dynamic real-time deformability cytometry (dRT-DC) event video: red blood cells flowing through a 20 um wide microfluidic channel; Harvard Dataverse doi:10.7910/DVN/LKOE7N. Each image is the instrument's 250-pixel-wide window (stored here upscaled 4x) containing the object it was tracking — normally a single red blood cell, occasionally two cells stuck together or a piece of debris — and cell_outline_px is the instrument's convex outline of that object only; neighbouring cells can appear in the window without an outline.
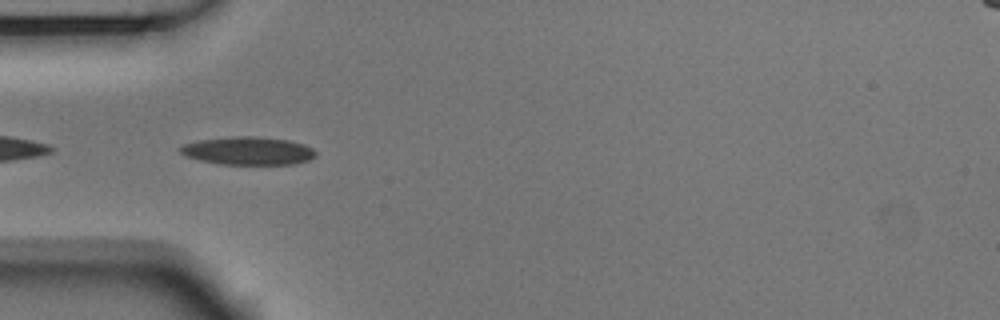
{"species": "Egyptian fruit bat (a non-hibernating species)", "species_latin": "Rousettus aegyptiacus", "temperature_condition": "room temperature", "stored_images_in_passage": 39, "camera_frame_rate_fps": 3000, "um_per_image_px": 0.085, "animal": {"sex": "male"}, "frame": {"image": 1, "passage_image": 2, "time_ms": 0.333, "image_size_px": [1000, 320], "cell_outline_px": [[316, 156], [308, 160], [292, 164], [220, 164], [200, 160], [184, 156], [176, 148], [184, 144], [200, 140], [236, 136], [252, 136], [288, 140], [304, 144], [312, 148], [316, 152]], "centroid_in_image_um": [21.06, 12.82], "position_along_channel_um": 63.9, "area_um2": 22.08}}
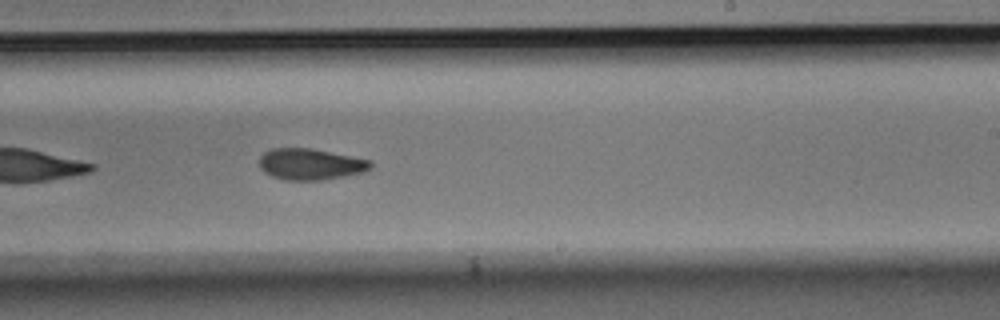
{"frame": {"image": 2, "passage_image": 18, "time_ms": 5.667, "image_size_px": [1000, 320], "cell_outline_px": [[372, 168], [364, 172], [324, 180], [284, 180], [272, 176], [264, 172], [260, 168], [260, 156], [264, 152], [272, 148], [312, 148], [372, 160]], "centroid_in_image_um": [26.41, 13.95], "position_along_channel_um": 262.6, "area_um2": 20.46}}
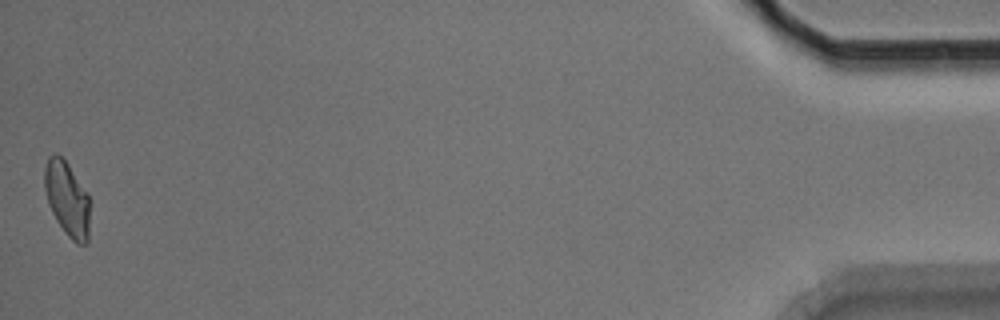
{"frame": {"image": 3, "passage_image": 39, "time_ms": 12.667, "image_size_px": [1000, 320], "cell_outline_px": [[88, 244], [76, 244], [68, 236], [56, 220], [48, 204], [44, 188], [44, 168], [48, 156], [56, 152], [68, 164], [88, 192]], "centroid_in_image_um": [5.68, 16.88], "position_along_channel_um": 429.5, "area_um2": 19.71}, "authors_computed_cell_mechanics": {"area_um2": 20.6924, "velocity_mm_per_s": 3.731, "shape_relaxation_time_tau1_ms": 5.6678, "shape_relaxation_time_tau2_ms": 4.8907, "deformation_change_tau1": 0.1429, "deformation_change_tau2": 0.1107}}